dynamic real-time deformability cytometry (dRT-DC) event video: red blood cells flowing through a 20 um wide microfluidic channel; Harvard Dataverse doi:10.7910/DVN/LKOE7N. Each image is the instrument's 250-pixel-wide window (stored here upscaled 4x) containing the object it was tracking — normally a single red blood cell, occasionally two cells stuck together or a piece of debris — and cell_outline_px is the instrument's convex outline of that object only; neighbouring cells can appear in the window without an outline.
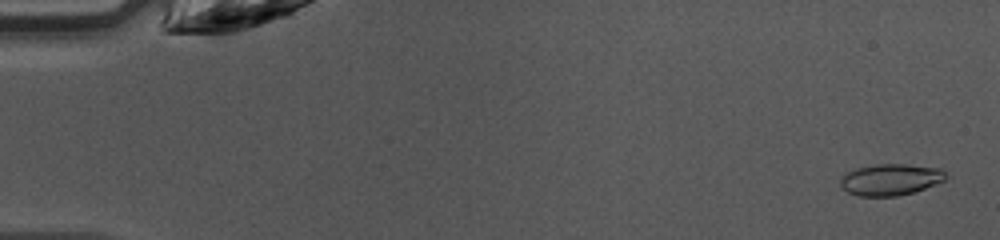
{"species": "common noctule bat (a hibernating species)", "species_latin": "Nyctalus noctula", "temperature_condition": "warm", "stored_images_in_passage": 47, "camera_frame_rate_fps": 3000, "um_per_image_px": 0.085, "animal": {"sex": "female", "body_mass_g": 10.0, "forearm_length_mm": 53.1}, "frame": {"image": 1, "passage_image": 2, "time_ms": 0.333, "image_size_px": [1000, 240], "cell_outline_px": [[948, 176], [944, 180], [936, 184], [912, 192], [896, 196], [860, 196], [848, 192], [840, 184], [840, 176], [856, 168], [876, 164], [904, 164], [940, 168]], "centroid_in_image_um": [75.68, 15.25], "position_along_channel_um": 9.3, "area_um2": 19.19}}
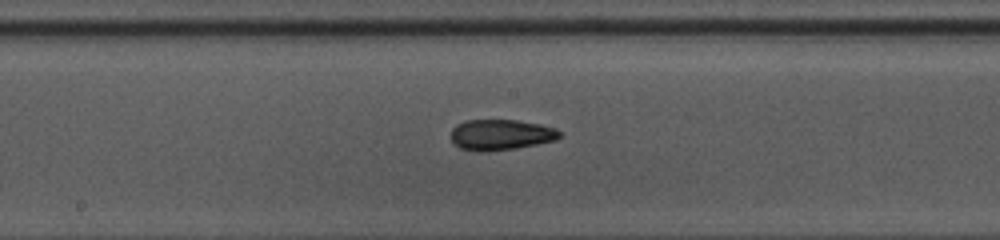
{"frame": {"image": 2, "passage_image": 25, "time_ms": 8.0, "image_size_px": [1000, 240], "cell_outline_px": [[560, 136], [556, 140], [516, 148], [480, 152], [460, 148], [452, 144], [452, 128], [456, 124], [464, 120], [516, 120], [540, 124], [556, 128], [560, 132]], "centroid_in_image_um": [42.54, 11.45], "position_along_channel_um": 205.7, "area_um2": 19.48}}
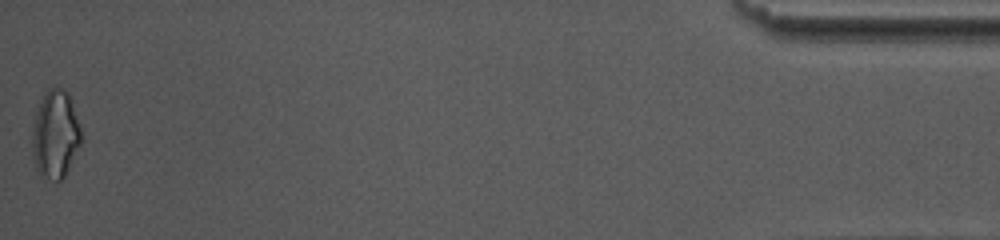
{"frame": {"image": 3, "passage_image": 47, "time_ms": 15.333, "image_size_px": [1000, 240], "cell_outline_px": [[80, 144], [64, 176], [60, 180], [56, 180], [40, 176], [36, 168], [32, 152], [32, 132], [36, 112], [48, 88], [56, 84], [64, 88], [68, 92], [80, 128]], "centroid_in_image_um": [4.68, 11.39], "position_along_channel_um": 430.5, "area_um2": 24.74}, "authors_computed_cell_mechanics": {"area_um2": 19.3052, "velocity_mm_per_s": 4.2772, "shape_relaxation_time_tau1_ms": 7.4088, "shape_relaxation_time_tau2_ms": 2.8103, "deformation_change_tau1": 0.1652, "deformation_change_tau2": 0.1108}}